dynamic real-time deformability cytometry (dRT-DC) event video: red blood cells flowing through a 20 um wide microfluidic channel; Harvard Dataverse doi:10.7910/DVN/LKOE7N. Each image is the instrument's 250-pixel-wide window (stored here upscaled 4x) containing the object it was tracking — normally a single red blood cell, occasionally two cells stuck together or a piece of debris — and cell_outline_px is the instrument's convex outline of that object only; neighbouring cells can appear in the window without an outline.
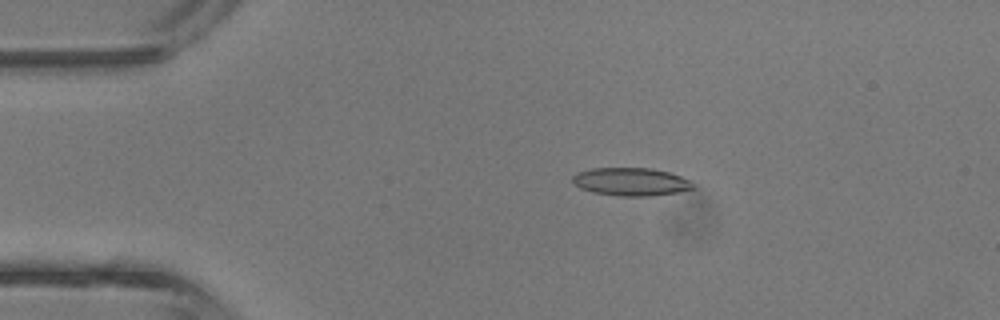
{"species": "common noctule bat (a hibernating species)", "species_latin": "Nyctalus noctula", "temperature_condition": "room temperature", "stored_images_in_passage": 43, "camera_frame_rate_fps": 3000, "um_per_image_px": 0.085, "animal": {"sex": "male", "body_mass_g": 13.3}, "frame": {"image": 1, "passage_image": 9, "time_ms": 2.667, "image_size_px": [1000, 320], "cell_outline_px": [[696, 188], [680, 192], [652, 196], [620, 196], [592, 192], [580, 188], [572, 184], [572, 176], [576, 172], [592, 168], [652, 168], [668, 172], [680, 176], [688, 180]], "centroid_in_image_um": [53.59, 15.45], "position_along_channel_um": 31.4, "area_um2": 19.83}}
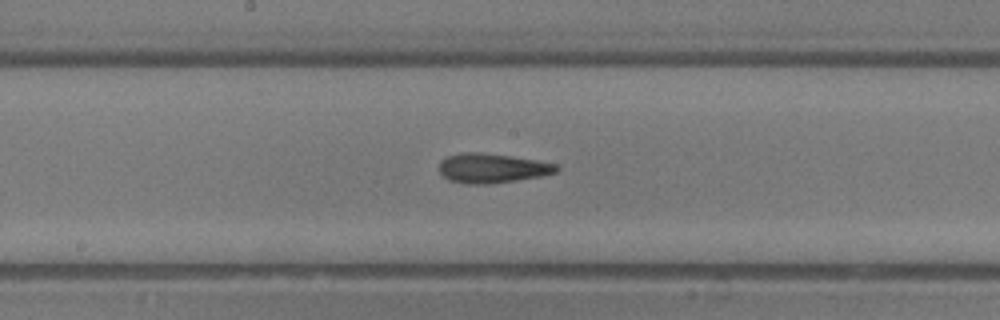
{"frame": {"image": 2, "passage_image": 23, "time_ms": 7.333, "image_size_px": [1000, 320], "cell_outline_px": [[560, 168], [556, 172], [540, 176], [516, 180], [488, 184], [468, 184], [448, 180], [440, 172], [440, 160], [448, 156], [460, 152], [480, 152], [512, 156], [536, 160], [556, 164]], "centroid_in_image_um": [41.81, 14.29], "position_along_channel_um": 206.4, "area_um2": 20.11}}
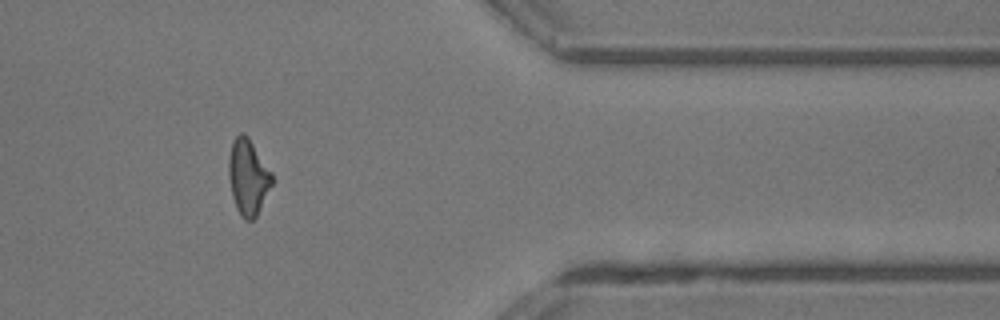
{"frame": {"image": 3, "passage_image": 36, "time_ms": 11.667, "image_size_px": [1000, 320], "cell_outline_px": [[272, 184], [256, 216], [252, 220], [244, 220], [240, 216], [236, 208], [232, 196], [228, 172], [228, 160], [232, 140], [240, 132], [244, 132], [248, 136], [272, 172]], "centroid_in_image_um": [21.07, 15.02], "position_along_channel_um": 390.3, "area_um2": 19.13}, "authors_computed_cell_mechanics": {"area_um2": 19.1318, "velocity_mm_per_s": 4.7804, "shape_relaxation_time_tau1_ms": 6.6083, "shape_relaxation_time_tau2_ms": 4.5562, "deformation_change_tau1": 0.2197, "deformation_change_tau2": 0.1625}}